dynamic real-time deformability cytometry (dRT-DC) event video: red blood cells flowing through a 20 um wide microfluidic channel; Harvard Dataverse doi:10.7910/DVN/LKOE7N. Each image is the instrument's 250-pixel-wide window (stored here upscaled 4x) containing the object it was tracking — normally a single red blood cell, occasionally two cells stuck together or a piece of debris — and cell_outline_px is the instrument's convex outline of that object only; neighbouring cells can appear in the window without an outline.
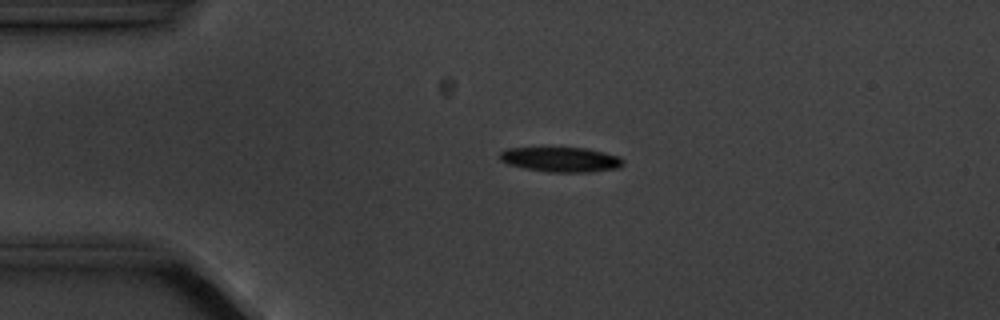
{"species": "common noctule bat (a hibernating species)", "species_latin": "Nyctalus noctula", "temperature_condition": "cold", "stored_images_in_passage": 4, "camera_frame_rate_fps": 3000, "um_per_image_px": 0.085, "animal": {"sex": "male", "body_mass_g": 20.1, "forearm_length_mm": 53.5}, "frame": {"image": 1, "passage_image": 3, "time_ms": 2.333, "image_size_px": [1000, 320], "cell_outline_px": [[624, 164], [620, 168], [588, 172], [548, 172], [524, 168], [508, 164], [500, 160], [500, 152], [508, 148], [584, 148], [604, 152], [620, 156], [624, 160]], "centroid_in_image_um": [47.71, 13.56], "position_along_channel_um": 37.3, "area_um2": 17.86}}